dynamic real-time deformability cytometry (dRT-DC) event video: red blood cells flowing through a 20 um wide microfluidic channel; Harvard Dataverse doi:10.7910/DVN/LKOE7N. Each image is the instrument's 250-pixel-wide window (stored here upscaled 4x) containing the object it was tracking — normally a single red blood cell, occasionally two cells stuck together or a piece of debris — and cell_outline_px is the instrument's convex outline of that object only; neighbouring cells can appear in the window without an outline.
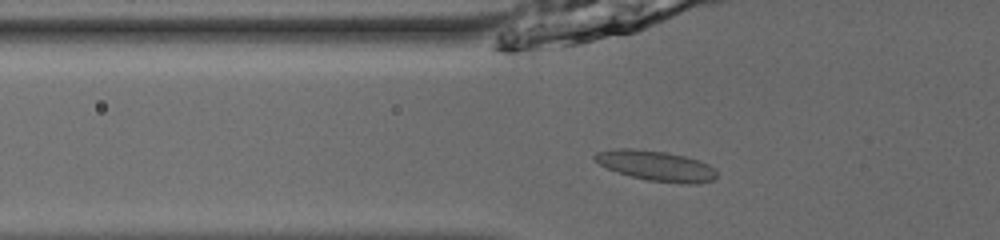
{"species": "common noctule bat (a hibernating species)", "species_latin": "Nyctalus noctula", "temperature_condition": "room temperature", "stored_images_in_passage": 54, "camera_frame_rate_fps": 3000, "um_per_image_px": 0.085, "animal": {"sex": "male", "body_mass_g": 13.0, "forearm_length_mm": 53.1}, "frame": {"image": 1, "passage_image": 21, "time_ms": 6.667, "image_size_px": [1000, 240], "cell_outline_px": [[716, 176], [712, 180], [696, 184], [680, 184], [648, 180], [616, 172], [600, 164], [592, 156], [596, 152], [616, 148], [632, 148], [668, 152], [700, 160], [708, 164], [716, 172]], "centroid_in_image_um": [55.76, 14.08], "position_along_channel_um": 70.0, "area_um2": 21.5}}
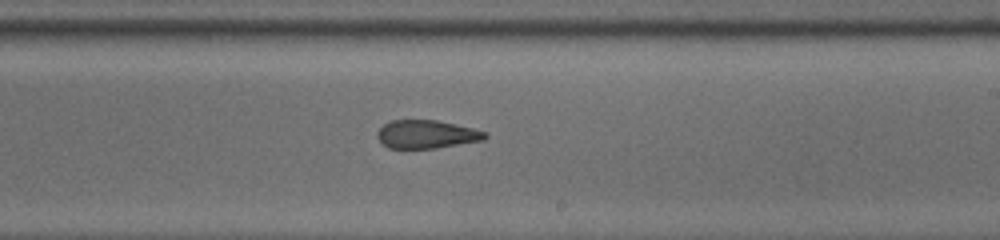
{"frame": {"image": 2, "passage_image": 35, "time_ms": 11.333, "image_size_px": [1000, 240], "cell_outline_px": [[488, 136], [484, 140], [436, 148], [388, 148], [376, 136], [376, 132], [384, 124], [392, 120], [436, 120], [472, 128], [488, 132]], "centroid_in_image_um": [36.27, 11.41], "position_along_channel_um": 252.7, "area_um2": 17.69}}
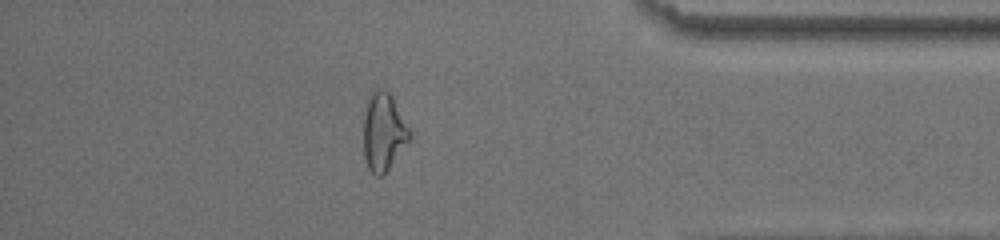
{"frame": {"image": 3, "passage_image": 48, "time_ms": 15.667, "image_size_px": [1000, 240], "cell_outline_px": [[412, 140], [388, 168], [380, 176], [376, 176], [368, 168], [364, 156], [364, 108], [368, 96], [376, 88], [380, 88], [388, 92], [392, 96], [412, 132]], "centroid_in_image_um": [32.62, 11.18], "position_along_channel_um": 402.6, "area_um2": 21.15}, "authors_computed_cell_mechanics": {"area_um2": 20.2589, "velocity_mm_per_s": 3.9252, "shape_relaxation_time_tau1_ms": null, "shape_relaxation_time_tau2_ms": 1.3955, "deformation_change_tau1": null, "deformation_change_tau2": 0.0939}}